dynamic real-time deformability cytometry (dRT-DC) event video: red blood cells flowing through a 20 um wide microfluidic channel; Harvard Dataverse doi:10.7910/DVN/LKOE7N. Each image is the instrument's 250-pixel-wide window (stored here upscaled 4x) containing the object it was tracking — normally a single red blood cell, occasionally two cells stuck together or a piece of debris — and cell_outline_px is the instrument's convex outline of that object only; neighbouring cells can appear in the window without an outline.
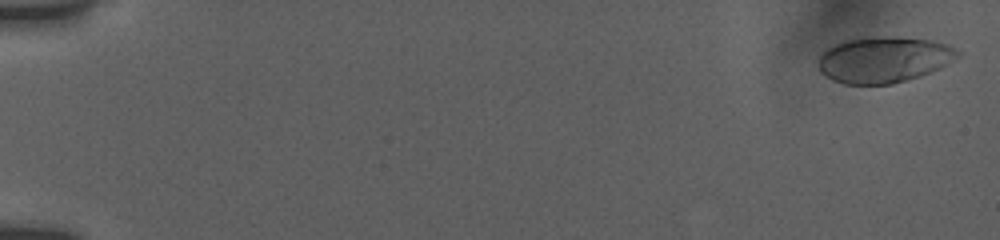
{"species": "human", "species_latin": "Homo sapiens", "temperature_condition": "room temperature", "stored_images_in_passage": 55, "camera_frame_rate_fps": 3000, "um_per_image_px": 0.085, "donor": {"sex": "female"}, "frame": {"image": 1, "passage_image": 2, "time_ms": 0.333, "image_size_px": [1000, 240], "cell_outline_px": [[960, 56], [956, 60], [940, 68], [920, 76], [892, 84], [844, 84], [832, 80], [824, 76], [820, 72], [816, 64], [820, 56], [828, 48], [844, 40], [876, 36], [896, 36], [932, 40], [948, 44], [960, 52]], "centroid_in_image_um": [75.13, 5.06], "position_along_channel_um": 9.9, "area_um2": 37.8}}
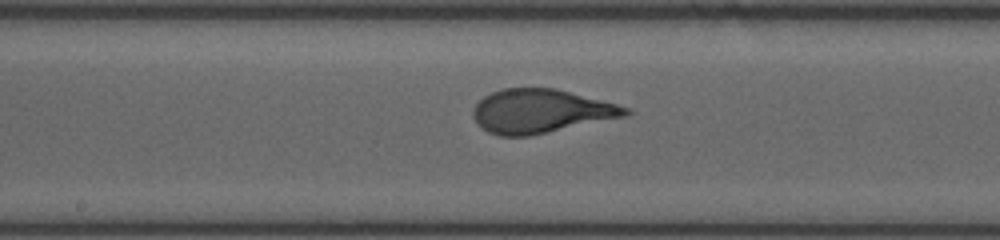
{"frame": {"image": 2, "passage_image": 31, "time_ms": 10.0, "image_size_px": [1000, 240], "cell_outline_px": [[632, 112], [628, 116], [528, 136], [500, 136], [488, 132], [476, 124], [472, 116], [472, 112], [476, 104], [484, 96], [492, 92], [504, 88], [556, 88], [632, 108]], "centroid_in_image_um": [45.97, 9.45], "position_along_channel_um": 202.2, "area_um2": 39.02}}
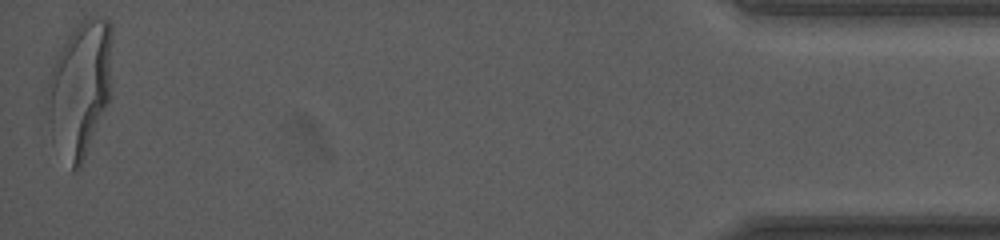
{"frame": {"image": 3, "passage_image": 55, "time_ms": 18.0, "image_size_px": [1000, 240], "cell_outline_px": [[112, 36], [108, 104], [80, 168], [76, 172], [72, 172], [52, 144], [48, 120], [48, 84], [52, 64], [56, 56], [68, 36], [80, 20], [96, 16], [108, 20], [112, 24]], "centroid_in_image_um": [6.78, 7.57], "position_along_channel_um": 428.4, "area_um2": 51.5}, "authors_computed_cell_mechanics": {"area_um2": 38.2058, "velocity_mm_per_s": 3.8274, "shape_relaxation_time_tau1_ms": 4.3238, "shape_relaxation_time_tau2_ms": null, "deformation_change_tau1": 0.2252, "deformation_change_tau2": null}}